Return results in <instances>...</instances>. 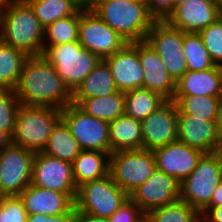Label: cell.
<instances>
[{"label": "cell", "instance_id": "1", "mask_svg": "<svg viewBox=\"0 0 222 222\" xmlns=\"http://www.w3.org/2000/svg\"><path fill=\"white\" fill-rule=\"evenodd\" d=\"M25 106H50L63 109L72 104V92L43 55L28 57L14 89Z\"/></svg>", "mask_w": 222, "mask_h": 222}, {"label": "cell", "instance_id": "2", "mask_svg": "<svg viewBox=\"0 0 222 222\" xmlns=\"http://www.w3.org/2000/svg\"><path fill=\"white\" fill-rule=\"evenodd\" d=\"M0 40L29 57L43 54L44 27L24 0L4 1Z\"/></svg>", "mask_w": 222, "mask_h": 222}, {"label": "cell", "instance_id": "3", "mask_svg": "<svg viewBox=\"0 0 222 222\" xmlns=\"http://www.w3.org/2000/svg\"><path fill=\"white\" fill-rule=\"evenodd\" d=\"M89 8L128 43L146 40L156 21L144 0H93Z\"/></svg>", "mask_w": 222, "mask_h": 222}, {"label": "cell", "instance_id": "4", "mask_svg": "<svg viewBox=\"0 0 222 222\" xmlns=\"http://www.w3.org/2000/svg\"><path fill=\"white\" fill-rule=\"evenodd\" d=\"M61 118L62 110L55 107L20 105L11 143L41 152Z\"/></svg>", "mask_w": 222, "mask_h": 222}, {"label": "cell", "instance_id": "5", "mask_svg": "<svg viewBox=\"0 0 222 222\" xmlns=\"http://www.w3.org/2000/svg\"><path fill=\"white\" fill-rule=\"evenodd\" d=\"M222 182V151L204 153L180 185V200L201 212Z\"/></svg>", "mask_w": 222, "mask_h": 222}, {"label": "cell", "instance_id": "6", "mask_svg": "<svg viewBox=\"0 0 222 222\" xmlns=\"http://www.w3.org/2000/svg\"><path fill=\"white\" fill-rule=\"evenodd\" d=\"M43 57L56 68L65 85L73 92L101 60L79 41L43 46Z\"/></svg>", "mask_w": 222, "mask_h": 222}, {"label": "cell", "instance_id": "7", "mask_svg": "<svg viewBox=\"0 0 222 222\" xmlns=\"http://www.w3.org/2000/svg\"><path fill=\"white\" fill-rule=\"evenodd\" d=\"M129 199V195L114 183L109 174L103 179L78 186L74 208L86 214L109 218Z\"/></svg>", "mask_w": 222, "mask_h": 222}, {"label": "cell", "instance_id": "8", "mask_svg": "<svg viewBox=\"0 0 222 222\" xmlns=\"http://www.w3.org/2000/svg\"><path fill=\"white\" fill-rule=\"evenodd\" d=\"M155 169L154 154L147 149L118 150L110 154L109 174L128 195L145 183Z\"/></svg>", "mask_w": 222, "mask_h": 222}, {"label": "cell", "instance_id": "9", "mask_svg": "<svg viewBox=\"0 0 222 222\" xmlns=\"http://www.w3.org/2000/svg\"><path fill=\"white\" fill-rule=\"evenodd\" d=\"M78 41L100 59L113 55L128 43L89 7L80 9Z\"/></svg>", "mask_w": 222, "mask_h": 222}, {"label": "cell", "instance_id": "10", "mask_svg": "<svg viewBox=\"0 0 222 222\" xmlns=\"http://www.w3.org/2000/svg\"><path fill=\"white\" fill-rule=\"evenodd\" d=\"M35 152L10 144L0 157V196H19L32 178Z\"/></svg>", "mask_w": 222, "mask_h": 222}, {"label": "cell", "instance_id": "11", "mask_svg": "<svg viewBox=\"0 0 222 222\" xmlns=\"http://www.w3.org/2000/svg\"><path fill=\"white\" fill-rule=\"evenodd\" d=\"M62 119L69 126L82 150H95L111 154L109 123L86 114L77 105L62 109Z\"/></svg>", "mask_w": 222, "mask_h": 222}, {"label": "cell", "instance_id": "12", "mask_svg": "<svg viewBox=\"0 0 222 222\" xmlns=\"http://www.w3.org/2000/svg\"><path fill=\"white\" fill-rule=\"evenodd\" d=\"M146 41L163 60L169 75L176 82L187 71L183 50V32L167 21H155Z\"/></svg>", "mask_w": 222, "mask_h": 222}, {"label": "cell", "instance_id": "13", "mask_svg": "<svg viewBox=\"0 0 222 222\" xmlns=\"http://www.w3.org/2000/svg\"><path fill=\"white\" fill-rule=\"evenodd\" d=\"M31 184L48 190L67 193L73 200L77 186L72 164L42 152H36L32 163Z\"/></svg>", "mask_w": 222, "mask_h": 222}, {"label": "cell", "instance_id": "14", "mask_svg": "<svg viewBox=\"0 0 222 222\" xmlns=\"http://www.w3.org/2000/svg\"><path fill=\"white\" fill-rule=\"evenodd\" d=\"M180 185L181 183L173 176L155 169L152 176L131 193L129 198L147 214L154 208L179 200Z\"/></svg>", "mask_w": 222, "mask_h": 222}, {"label": "cell", "instance_id": "15", "mask_svg": "<svg viewBox=\"0 0 222 222\" xmlns=\"http://www.w3.org/2000/svg\"><path fill=\"white\" fill-rule=\"evenodd\" d=\"M178 110L173 100H166L141 121L143 149L155 151L177 140Z\"/></svg>", "mask_w": 222, "mask_h": 222}, {"label": "cell", "instance_id": "16", "mask_svg": "<svg viewBox=\"0 0 222 222\" xmlns=\"http://www.w3.org/2000/svg\"><path fill=\"white\" fill-rule=\"evenodd\" d=\"M222 16L217 0H185L167 18V22L182 32L199 33Z\"/></svg>", "mask_w": 222, "mask_h": 222}, {"label": "cell", "instance_id": "17", "mask_svg": "<svg viewBox=\"0 0 222 222\" xmlns=\"http://www.w3.org/2000/svg\"><path fill=\"white\" fill-rule=\"evenodd\" d=\"M153 154L156 169L173 176L181 183L196 168L204 153L175 140L153 151Z\"/></svg>", "mask_w": 222, "mask_h": 222}, {"label": "cell", "instance_id": "18", "mask_svg": "<svg viewBox=\"0 0 222 222\" xmlns=\"http://www.w3.org/2000/svg\"><path fill=\"white\" fill-rule=\"evenodd\" d=\"M103 60L110 68L117 90L126 92L143 87L144 71L139 61V42L127 43Z\"/></svg>", "mask_w": 222, "mask_h": 222}, {"label": "cell", "instance_id": "19", "mask_svg": "<svg viewBox=\"0 0 222 222\" xmlns=\"http://www.w3.org/2000/svg\"><path fill=\"white\" fill-rule=\"evenodd\" d=\"M139 61L144 71L143 88L159 93L166 100H172L176 82L169 75L163 60L146 41H139Z\"/></svg>", "mask_w": 222, "mask_h": 222}, {"label": "cell", "instance_id": "20", "mask_svg": "<svg viewBox=\"0 0 222 222\" xmlns=\"http://www.w3.org/2000/svg\"><path fill=\"white\" fill-rule=\"evenodd\" d=\"M27 215L47 216L75 213L74 200L67 193H60L29 184L19 195Z\"/></svg>", "mask_w": 222, "mask_h": 222}, {"label": "cell", "instance_id": "21", "mask_svg": "<svg viewBox=\"0 0 222 222\" xmlns=\"http://www.w3.org/2000/svg\"><path fill=\"white\" fill-rule=\"evenodd\" d=\"M177 140L203 153L217 152V121L178 114Z\"/></svg>", "mask_w": 222, "mask_h": 222}, {"label": "cell", "instance_id": "22", "mask_svg": "<svg viewBox=\"0 0 222 222\" xmlns=\"http://www.w3.org/2000/svg\"><path fill=\"white\" fill-rule=\"evenodd\" d=\"M174 95L222 97L220 74L217 66L201 71H186L176 81Z\"/></svg>", "mask_w": 222, "mask_h": 222}, {"label": "cell", "instance_id": "23", "mask_svg": "<svg viewBox=\"0 0 222 222\" xmlns=\"http://www.w3.org/2000/svg\"><path fill=\"white\" fill-rule=\"evenodd\" d=\"M117 91L113 75L107 63L101 59L88 76L72 92V104L79 105L84 99L103 97Z\"/></svg>", "mask_w": 222, "mask_h": 222}, {"label": "cell", "instance_id": "24", "mask_svg": "<svg viewBox=\"0 0 222 222\" xmlns=\"http://www.w3.org/2000/svg\"><path fill=\"white\" fill-rule=\"evenodd\" d=\"M76 186L96 181L109 175L110 154L95 150H82L72 163Z\"/></svg>", "mask_w": 222, "mask_h": 222}, {"label": "cell", "instance_id": "25", "mask_svg": "<svg viewBox=\"0 0 222 222\" xmlns=\"http://www.w3.org/2000/svg\"><path fill=\"white\" fill-rule=\"evenodd\" d=\"M109 141L111 153L143 149L141 121L124 114L109 122Z\"/></svg>", "mask_w": 222, "mask_h": 222}, {"label": "cell", "instance_id": "26", "mask_svg": "<svg viewBox=\"0 0 222 222\" xmlns=\"http://www.w3.org/2000/svg\"><path fill=\"white\" fill-rule=\"evenodd\" d=\"M81 151L80 144L73 137L69 126L61 118L52 129L41 152L72 164Z\"/></svg>", "mask_w": 222, "mask_h": 222}, {"label": "cell", "instance_id": "27", "mask_svg": "<svg viewBox=\"0 0 222 222\" xmlns=\"http://www.w3.org/2000/svg\"><path fill=\"white\" fill-rule=\"evenodd\" d=\"M172 100L176 104L178 114L208 121H217L222 106V97L174 95Z\"/></svg>", "mask_w": 222, "mask_h": 222}, {"label": "cell", "instance_id": "28", "mask_svg": "<svg viewBox=\"0 0 222 222\" xmlns=\"http://www.w3.org/2000/svg\"><path fill=\"white\" fill-rule=\"evenodd\" d=\"M124 105L125 92L117 90L108 96L84 99L78 107L86 114L109 123L125 114Z\"/></svg>", "mask_w": 222, "mask_h": 222}, {"label": "cell", "instance_id": "29", "mask_svg": "<svg viewBox=\"0 0 222 222\" xmlns=\"http://www.w3.org/2000/svg\"><path fill=\"white\" fill-rule=\"evenodd\" d=\"M166 101L159 93L147 88H137L125 92L124 113L138 121H143Z\"/></svg>", "mask_w": 222, "mask_h": 222}, {"label": "cell", "instance_id": "30", "mask_svg": "<svg viewBox=\"0 0 222 222\" xmlns=\"http://www.w3.org/2000/svg\"><path fill=\"white\" fill-rule=\"evenodd\" d=\"M46 28L58 19L76 14L83 6L76 0H24Z\"/></svg>", "mask_w": 222, "mask_h": 222}, {"label": "cell", "instance_id": "31", "mask_svg": "<svg viewBox=\"0 0 222 222\" xmlns=\"http://www.w3.org/2000/svg\"><path fill=\"white\" fill-rule=\"evenodd\" d=\"M28 57L22 51L0 40V89L14 90L16 88Z\"/></svg>", "mask_w": 222, "mask_h": 222}, {"label": "cell", "instance_id": "32", "mask_svg": "<svg viewBox=\"0 0 222 222\" xmlns=\"http://www.w3.org/2000/svg\"><path fill=\"white\" fill-rule=\"evenodd\" d=\"M187 71H201L215 67L199 33L183 32V50Z\"/></svg>", "mask_w": 222, "mask_h": 222}, {"label": "cell", "instance_id": "33", "mask_svg": "<svg viewBox=\"0 0 222 222\" xmlns=\"http://www.w3.org/2000/svg\"><path fill=\"white\" fill-rule=\"evenodd\" d=\"M145 217L150 222H201L202 216L182 200L150 210Z\"/></svg>", "mask_w": 222, "mask_h": 222}, {"label": "cell", "instance_id": "34", "mask_svg": "<svg viewBox=\"0 0 222 222\" xmlns=\"http://www.w3.org/2000/svg\"><path fill=\"white\" fill-rule=\"evenodd\" d=\"M80 10L71 16L58 19L44 28L43 46H56L78 41Z\"/></svg>", "mask_w": 222, "mask_h": 222}, {"label": "cell", "instance_id": "35", "mask_svg": "<svg viewBox=\"0 0 222 222\" xmlns=\"http://www.w3.org/2000/svg\"><path fill=\"white\" fill-rule=\"evenodd\" d=\"M20 103L15 90L0 89V131L12 137Z\"/></svg>", "mask_w": 222, "mask_h": 222}, {"label": "cell", "instance_id": "36", "mask_svg": "<svg viewBox=\"0 0 222 222\" xmlns=\"http://www.w3.org/2000/svg\"><path fill=\"white\" fill-rule=\"evenodd\" d=\"M199 34L215 65L222 62V16L202 29Z\"/></svg>", "mask_w": 222, "mask_h": 222}, {"label": "cell", "instance_id": "37", "mask_svg": "<svg viewBox=\"0 0 222 222\" xmlns=\"http://www.w3.org/2000/svg\"><path fill=\"white\" fill-rule=\"evenodd\" d=\"M0 222H27V212L19 196L0 197Z\"/></svg>", "mask_w": 222, "mask_h": 222}, {"label": "cell", "instance_id": "38", "mask_svg": "<svg viewBox=\"0 0 222 222\" xmlns=\"http://www.w3.org/2000/svg\"><path fill=\"white\" fill-rule=\"evenodd\" d=\"M145 214L131 200H127L109 218V222H141Z\"/></svg>", "mask_w": 222, "mask_h": 222}, {"label": "cell", "instance_id": "39", "mask_svg": "<svg viewBox=\"0 0 222 222\" xmlns=\"http://www.w3.org/2000/svg\"><path fill=\"white\" fill-rule=\"evenodd\" d=\"M148 12L156 21H166L173 13V0H144Z\"/></svg>", "mask_w": 222, "mask_h": 222}, {"label": "cell", "instance_id": "40", "mask_svg": "<svg viewBox=\"0 0 222 222\" xmlns=\"http://www.w3.org/2000/svg\"><path fill=\"white\" fill-rule=\"evenodd\" d=\"M75 213L47 216L44 214L27 215V222H72Z\"/></svg>", "mask_w": 222, "mask_h": 222}, {"label": "cell", "instance_id": "41", "mask_svg": "<svg viewBox=\"0 0 222 222\" xmlns=\"http://www.w3.org/2000/svg\"><path fill=\"white\" fill-rule=\"evenodd\" d=\"M218 206H222V182L214 191L210 203L201 211V216L203 217L211 208Z\"/></svg>", "mask_w": 222, "mask_h": 222}, {"label": "cell", "instance_id": "42", "mask_svg": "<svg viewBox=\"0 0 222 222\" xmlns=\"http://www.w3.org/2000/svg\"><path fill=\"white\" fill-rule=\"evenodd\" d=\"M72 222H109L108 218L98 217L75 210Z\"/></svg>", "mask_w": 222, "mask_h": 222}, {"label": "cell", "instance_id": "43", "mask_svg": "<svg viewBox=\"0 0 222 222\" xmlns=\"http://www.w3.org/2000/svg\"><path fill=\"white\" fill-rule=\"evenodd\" d=\"M203 222H222V206L211 208L203 217Z\"/></svg>", "mask_w": 222, "mask_h": 222}, {"label": "cell", "instance_id": "44", "mask_svg": "<svg viewBox=\"0 0 222 222\" xmlns=\"http://www.w3.org/2000/svg\"><path fill=\"white\" fill-rule=\"evenodd\" d=\"M217 151H222V106L217 119Z\"/></svg>", "mask_w": 222, "mask_h": 222}, {"label": "cell", "instance_id": "45", "mask_svg": "<svg viewBox=\"0 0 222 222\" xmlns=\"http://www.w3.org/2000/svg\"><path fill=\"white\" fill-rule=\"evenodd\" d=\"M11 144V137L0 131V149L3 151L7 146Z\"/></svg>", "mask_w": 222, "mask_h": 222}, {"label": "cell", "instance_id": "46", "mask_svg": "<svg viewBox=\"0 0 222 222\" xmlns=\"http://www.w3.org/2000/svg\"><path fill=\"white\" fill-rule=\"evenodd\" d=\"M79 2L83 7H90L93 0H76Z\"/></svg>", "mask_w": 222, "mask_h": 222}, {"label": "cell", "instance_id": "47", "mask_svg": "<svg viewBox=\"0 0 222 222\" xmlns=\"http://www.w3.org/2000/svg\"><path fill=\"white\" fill-rule=\"evenodd\" d=\"M184 2H185V0H173V12L177 6H179L180 4H182Z\"/></svg>", "mask_w": 222, "mask_h": 222}, {"label": "cell", "instance_id": "48", "mask_svg": "<svg viewBox=\"0 0 222 222\" xmlns=\"http://www.w3.org/2000/svg\"><path fill=\"white\" fill-rule=\"evenodd\" d=\"M216 66L220 74V81H221V87H222V62L218 63Z\"/></svg>", "mask_w": 222, "mask_h": 222}, {"label": "cell", "instance_id": "49", "mask_svg": "<svg viewBox=\"0 0 222 222\" xmlns=\"http://www.w3.org/2000/svg\"><path fill=\"white\" fill-rule=\"evenodd\" d=\"M5 0H0V17H1V10H2V6Z\"/></svg>", "mask_w": 222, "mask_h": 222}, {"label": "cell", "instance_id": "50", "mask_svg": "<svg viewBox=\"0 0 222 222\" xmlns=\"http://www.w3.org/2000/svg\"><path fill=\"white\" fill-rule=\"evenodd\" d=\"M141 222H150V221L146 217H144Z\"/></svg>", "mask_w": 222, "mask_h": 222}, {"label": "cell", "instance_id": "51", "mask_svg": "<svg viewBox=\"0 0 222 222\" xmlns=\"http://www.w3.org/2000/svg\"><path fill=\"white\" fill-rule=\"evenodd\" d=\"M217 1L219 3L220 7L222 8V0H217Z\"/></svg>", "mask_w": 222, "mask_h": 222}]
</instances>
